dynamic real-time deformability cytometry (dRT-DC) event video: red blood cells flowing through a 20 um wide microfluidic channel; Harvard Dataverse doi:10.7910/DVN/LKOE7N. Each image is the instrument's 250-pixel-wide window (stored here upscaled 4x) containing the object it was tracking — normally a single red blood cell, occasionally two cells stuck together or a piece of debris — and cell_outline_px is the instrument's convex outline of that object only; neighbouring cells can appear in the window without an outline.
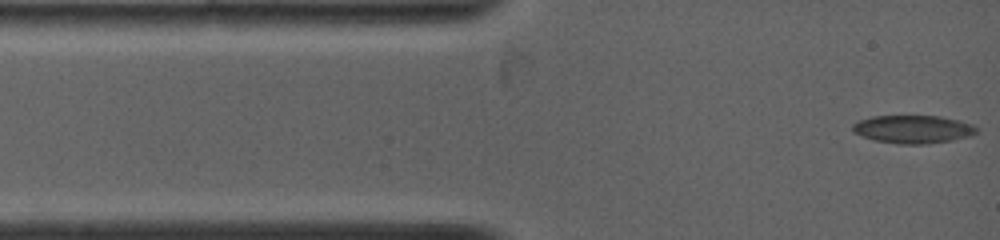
{"species": "common noctule bat (a hibernating species)", "species_latin": "Nyctalus noctula", "temperature_condition": "warm", "stored_images_in_passage": 15, "camera_frame_rate_fps": 4500, "um_per_image_px": 0.085, "animal": {"sex": "female", "body_mass_g": 19.0, "forearm_length_mm": 53.3}, "frame": {"image": 1, "passage_image": 1, "time_ms": 0.0, "image_size_px": [1000, 240], "cell_outline_px": [[976, 132], [968, 136], [952, 140], [924, 144], [900, 144], [876, 140], [852, 132], [852, 124], [860, 120], [872, 116], [940, 116], [960, 120], [972, 124], [976, 128]], "centroid_in_image_um": [77.59, 10.97], "position_along_channel_um": 7.4, "area_um2": 20.06}}
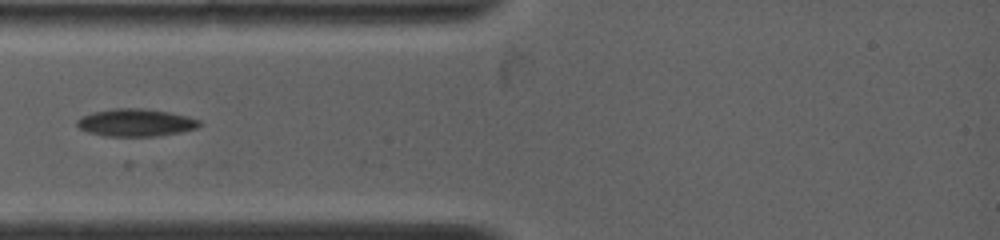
{"frame": {"image": 2, "passage_image": 8, "time_ms": 2.889, "image_size_px": [1000, 240], "cell_outline_px": [[200, 124], [196, 128], [180, 132], [156, 136], [108, 136], [88, 132], [80, 128], [76, 124], [76, 120], [92, 112], [112, 108], [140, 108], [168, 112], [200, 120]], "centroid_in_image_um": [11.5, 10.42], "position_along_channel_um": 73.5, "area_um2": 19.36}}
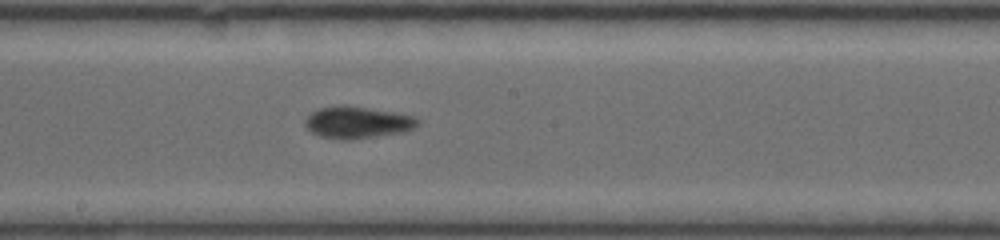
{"frame": {"image": 3, "passage_image": 15, "time_ms": 6.667, "image_size_px": [1000, 240], "cell_outline_px": [[420, 124], [412, 128], [396, 132], [348, 140], [324, 136], [312, 132], [304, 124], [308, 116], [312, 112], [320, 108], [340, 104], [344, 104], [412, 116], [420, 120]], "centroid_in_image_um": [30.33, 10.38], "position_along_channel_um": 217.9, "area_um2": 20.11}}